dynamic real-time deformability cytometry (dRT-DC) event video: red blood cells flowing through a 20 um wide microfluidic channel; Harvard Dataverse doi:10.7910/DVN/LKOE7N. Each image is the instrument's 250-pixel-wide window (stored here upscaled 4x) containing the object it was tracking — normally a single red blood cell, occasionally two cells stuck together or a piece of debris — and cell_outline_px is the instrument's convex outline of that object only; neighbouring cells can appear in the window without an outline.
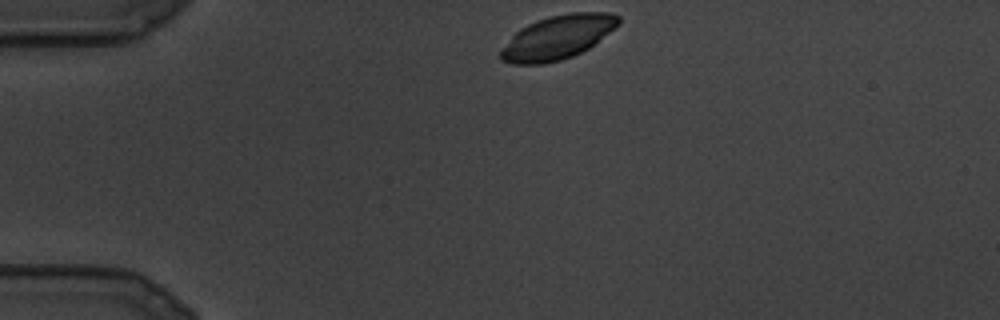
{"species": "common noctule bat (a hibernating species)", "species_latin": "Nyctalus noctula", "temperature_condition": "cold", "stored_images_in_passage": 5, "camera_frame_rate_fps": 3000, "um_per_image_px": 0.085, "animal": {"sex": "male", "body_mass_g": 19.5, "forearm_length_mm": 54.6}, "frame": {"image": 1, "passage_image": 1, "time_ms": 0.0, "image_size_px": [1000, 320], "cell_outline_px": [[620, 24], [588, 48], [572, 56], [560, 60], [544, 64], [512, 64], [500, 60], [500, 52], [512, 36], [520, 28], [536, 20], [552, 16], [572, 12], [612, 12], [620, 16]], "centroid_in_image_um": [47.41, 3.16], "position_along_channel_um": 37.6, "area_um2": 29.88}}